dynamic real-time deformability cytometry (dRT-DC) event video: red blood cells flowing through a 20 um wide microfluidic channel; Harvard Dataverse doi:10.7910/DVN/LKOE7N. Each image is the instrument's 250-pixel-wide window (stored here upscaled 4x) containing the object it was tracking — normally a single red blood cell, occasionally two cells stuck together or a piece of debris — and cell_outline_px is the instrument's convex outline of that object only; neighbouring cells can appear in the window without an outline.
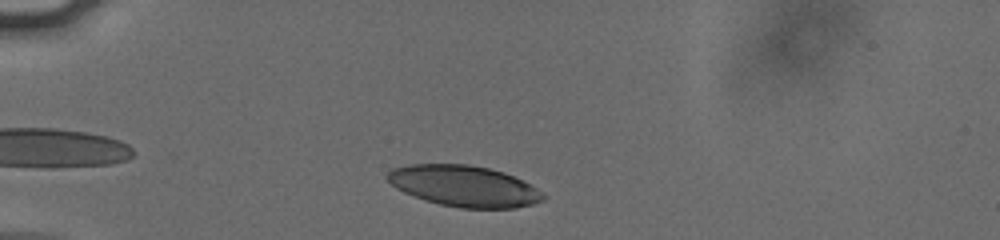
{"species": "human", "species_latin": "Homo sapiens", "temperature_condition": "cold", "stored_images_in_passage": 34, "camera_frame_rate_fps": 3000, "um_per_image_px": 0.085, "donor": {"sex": "male"}, "frame": {"image": 1, "passage_image": 3, "time_ms": 0.667, "image_size_px": [1000, 240], "cell_outline_px": [[548, 196], [544, 200], [532, 204], [516, 208], [460, 208], [440, 204], [424, 200], [404, 192], [396, 188], [384, 176], [392, 168], [408, 164], [468, 164], [488, 168], [504, 172], [544, 192]], "centroid_in_image_um": [39.44, 15.81], "position_along_channel_um": 45.6, "area_um2": 37.34}}
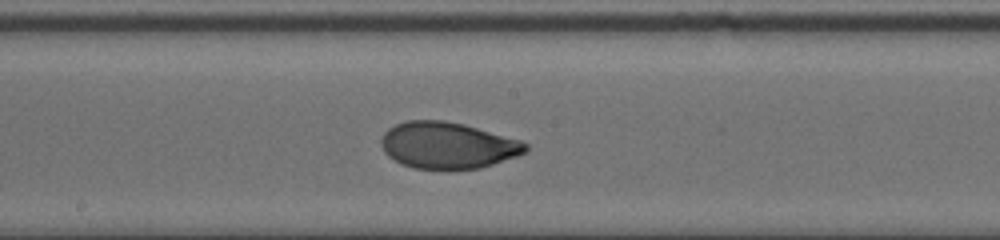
{"frame": {"image": 2, "passage_image": 19, "time_ms": 6.0, "image_size_px": [1000, 240], "cell_outline_px": [[528, 148], [524, 152], [516, 156], [480, 168], [412, 168], [400, 164], [388, 156], [384, 152], [380, 144], [380, 140], [384, 132], [388, 128], [396, 124], [408, 120], [444, 120], [464, 124], [520, 140], [528, 144]], "centroid_in_image_um": [38.0, 12.34], "position_along_channel_um": 210.2, "area_um2": 38.9}}
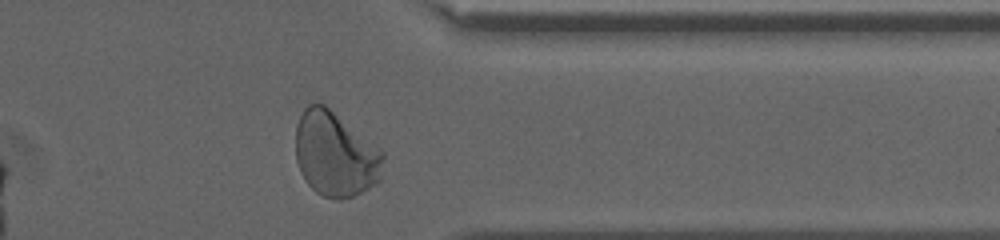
{"frame": {"image": 3, "passage_image": 33, "time_ms": 10.667, "image_size_px": [1000, 240], "cell_outline_px": [[384, 156], [380, 180], [376, 184], [352, 196], [340, 200], [336, 200], [324, 196], [316, 192], [308, 184], [300, 172], [296, 160], [296, 124], [304, 108], [308, 104], [324, 104], [384, 152]], "centroid_in_image_um": [28.49, 13.12], "position_along_channel_um": 382.9, "area_um2": 43.06}, "authors_computed_cell_mechanics": {"area_um2": 39.0728, "velocity_mm_per_s": 3.7924, "shape_relaxation_time_tau1_ms": 3.2417, "shape_relaxation_time_tau2_ms": 0.8763, "deformation_change_tau1": 0.1502, "deformation_change_tau2": 0.0444}}